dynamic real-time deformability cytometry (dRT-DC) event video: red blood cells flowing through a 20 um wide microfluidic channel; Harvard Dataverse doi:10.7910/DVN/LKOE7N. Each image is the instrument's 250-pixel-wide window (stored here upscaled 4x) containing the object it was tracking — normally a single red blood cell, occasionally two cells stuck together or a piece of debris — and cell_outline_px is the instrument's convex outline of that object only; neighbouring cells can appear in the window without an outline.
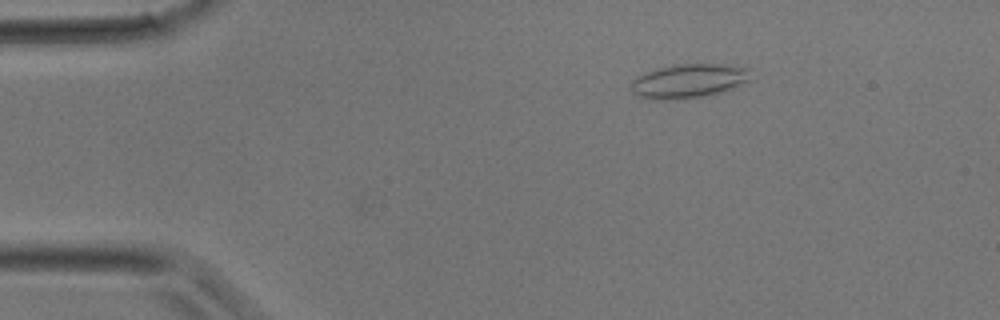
{"species": "common noctule bat (a hibernating species)", "species_latin": "Nyctalus noctula", "temperature_condition": "room temperature", "stored_images_in_passage": 31, "camera_frame_rate_fps": 3000, "um_per_image_px": 0.085, "animal": {"sex": "male", "body_mass_g": 17.9}, "frame": {"image": 1, "passage_image": 1, "time_ms": 0.0, "image_size_px": [1000, 320], "cell_outline_px": [[752, 80], [732, 88], [720, 92], [700, 96], [660, 100], [652, 100], [636, 96], [632, 92], [632, 80], [644, 72], [656, 68], [676, 64], [720, 64], [752, 68]], "centroid_in_image_um": [58.56, 6.86], "position_along_channel_um": 26.4, "area_um2": 23.87}}
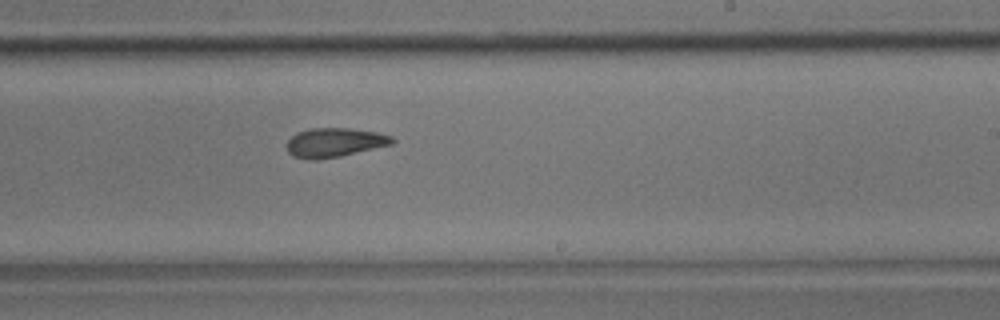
{"frame": {"image": 2, "passage_image": 17, "time_ms": 5.333, "image_size_px": [1000, 320], "cell_outline_px": [[396, 140], [392, 144], [340, 156], [316, 160], [308, 160], [292, 156], [288, 152], [288, 140], [296, 132], [312, 128], [348, 128], [376, 132], [392, 136]], "centroid_in_image_um": [28.42, 12.11], "position_along_channel_um": 260.6, "area_um2": 17.86}}
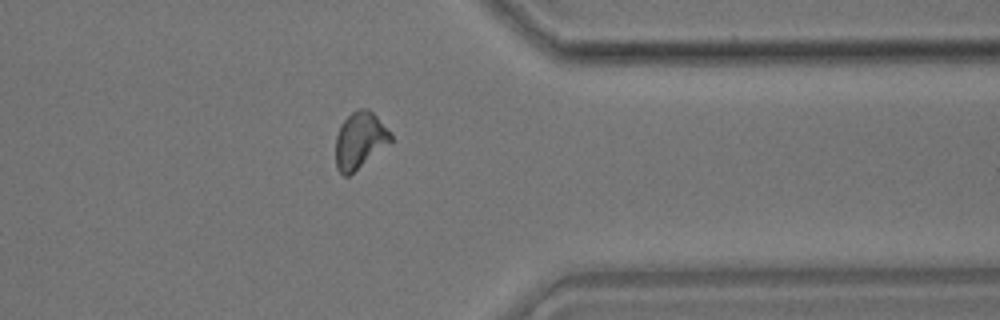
{"frame": {"image": 3, "passage_image": 24, "time_ms": 7.667, "image_size_px": [1000, 320], "cell_outline_px": [[392, 140], [348, 176], [344, 176], [336, 168], [336, 136], [340, 124], [352, 112], [360, 108], [368, 108], [376, 116], [392, 136]], "centroid_in_image_um": [30.54, 11.91], "position_along_channel_um": 380.9, "area_um2": 17.63}}